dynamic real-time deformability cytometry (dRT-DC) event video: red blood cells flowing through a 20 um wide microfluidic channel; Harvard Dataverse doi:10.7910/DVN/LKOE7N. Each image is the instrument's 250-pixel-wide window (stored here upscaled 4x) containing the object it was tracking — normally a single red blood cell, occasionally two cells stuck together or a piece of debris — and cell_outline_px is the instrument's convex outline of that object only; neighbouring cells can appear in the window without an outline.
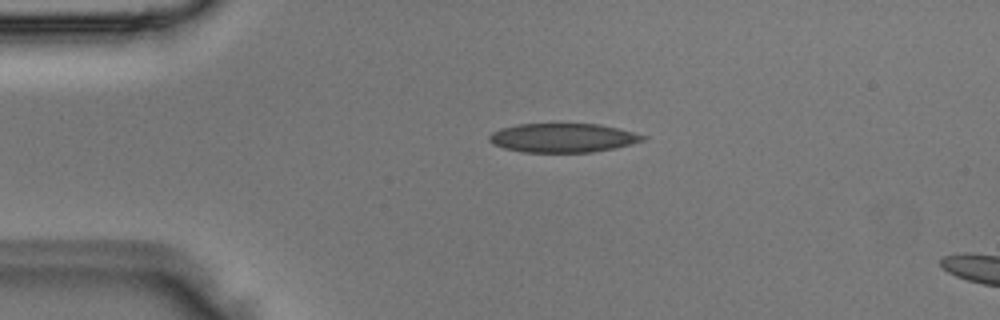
{"species": "Egyptian fruit bat (a non-hibernating species)", "species_latin": "Rousettus aegyptiacus", "temperature_condition": "room temperature", "stored_images_in_passage": 4, "camera_frame_rate_fps": 3000, "um_per_image_px": 0.085, "animal": {"sex": "male"}, "frame": {"image": 1, "passage_image": 3, "time_ms": 0.667, "image_size_px": [1000, 320], "cell_outline_px": [[648, 136], [644, 140], [632, 144], [592, 152], [524, 152], [504, 148], [492, 144], [488, 140], [488, 136], [492, 132], [500, 128], [516, 124], [600, 124]], "centroid_in_image_um": [47.8, 11.71], "position_along_channel_um": 37.2, "area_um2": 25.89}}